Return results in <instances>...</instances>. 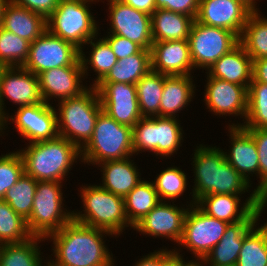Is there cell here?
Masks as SVG:
<instances>
[{"label":"cell","instance_id":"1","mask_svg":"<svg viewBox=\"0 0 267 266\" xmlns=\"http://www.w3.org/2000/svg\"><path fill=\"white\" fill-rule=\"evenodd\" d=\"M107 236L113 234L72 219L45 238L53 244L51 259L45 257L47 266H115L114 255L105 244Z\"/></svg>","mask_w":267,"mask_h":266},{"label":"cell","instance_id":"2","mask_svg":"<svg viewBox=\"0 0 267 266\" xmlns=\"http://www.w3.org/2000/svg\"><path fill=\"white\" fill-rule=\"evenodd\" d=\"M23 160L24 173L37 181L63 182L74 163L81 162V150L66 138L27 143L17 150ZM78 161V162H77Z\"/></svg>","mask_w":267,"mask_h":266},{"label":"cell","instance_id":"3","mask_svg":"<svg viewBox=\"0 0 267 266\" xmlns=\"http://www.w3.org/2000/svg\"><path fill=\"white\" fill-rule=\"evenodd\" d=\"M89 185L84 184L80 187L79 196L84 209L83 211L73 210L74 221L106 230L116 238L127 227L133 228L125 214L123 197L105 190L99 184Z\"/></svg>","mask_w":267,"mask_h":266},{"label":"cell","instance_id":"4","mask_svg":"<svg viewBox=\"0 0 267 266\" xmlns=\"http://www.w3.org/2000/svg\"><path fill=\"white\" fill-rule=\"evenodd\" d=\"M57 106L58 135L81 150L91 139L102 111L96 88L90 86L79 96L59 101Z\"/></svg>","mask_w":267,"mask_h":266},{"label":"cell","instance_id":"5","mask_svg":"<svg viewBox=\"0 0 267 266\" xmlns=\"http://www.w3.org/2000/svg\"><path fill=\"white\" fill-rule=\"evenodd\" d=\"M132 156V128L116 122L102 110L91 139L81 149V162L95 166L104 161L122 160Z\"/></svg>","mask_w":267,"mask_h":266},{"label":"cell","instance_id":"6","mask_svg":"<svg viewBox=\"0 0 267 266\" xmlns=\"http://www.w3.org/2000/svg\"><path fill=\"white\" fill-rule=\"evenodd\" d=\"M96 0H59L57 8L46 19L47 30L73 44L79 50L93 37H99L97 19L89 4ZM84 48H83V47Z\"/></svg>","mask_w":267,"mask_h":266},{"label":"cell","instance_id":"7","mask_svg":"<svg viewBox=\"0 0 267 266\" xmlns=\"http://www.w3.org/2000/svg\"><path fill=\"white\" fill-rule=\"evenodd\" d=\"M180 124L175 117H142L132 128L134 156L146 151L161 158L177 154L184 142Z\"/></svg>","mask_w":267,"mask_h":266},{"label":"cell","instance_id":"8","mask_svg":"<svg viewBox=\"0 0 267 266\" xmlns=\"http://www.w3.org/2000/svg\"><path fill=\"white\" fill-rule=\"evenodd\" d=\"M63 183L38 181L30 217L26 220L32 236L46 238L73 219V211L64 204ZM65 205V206H64Z\"/></svg>","mask_w":267,"mask_h":266},{"label":"cell","instance_id":"9","mask_svg":"<svg viewBox=\"0 0 267 266\" xmlns=\"http://www.w3.org/2000/svg\"><path fill=\"white\" fill-rule=\"evenodd\" d=\"M194 69L207 70L239 43V37L223 28L208 26L194 19L188 37Z\"/></svg>","mask_w":267,"mask_h":266},{"label":"cell","instance_id":"10","mask_svg":"<svg viewBox=\"0 0 267 266\" xmlns=\"http://www.w3.org/2000/svg\"><path fill=\"white\" fill-rule=\"evenodd\" d=\"M227 226V222L208 216L196 204L192 205L185 216L179 247L174 250L182 253L181 248L185 247L193 254L195 260L205 258L221 240Z\"/></svg>","mask_w":267,"mask_h":266},{"label":"cell","instance_id":"11","mask_svg":"<svg viewBox=\"0 0 267 266\" xmlns=\"http://www.w3.org/2000/svg\"><path fill=\"white\" fill-rule=\"evenodd\" d=\"M13 116L7 114L0 121V136L7 129L8 124L14 123L18 134L23 136L29 143L52 140L57 138V114L55 105L46 102L17 107ZM12 121V122H11ZM10 122V123H8ZM5 130V131H4Z\"/></svg>","mask_w":267,"mask_h":266},{"label":"cell","instance_id":"12","mask_svg":"<svg viewBox=\"0 0 267 266\" xmlns=\"http://www.w3.org/2000/svg\"><path fill=\"white\" fill-rule=\"evenodd\" d=\"M70 65H82L80 50L46 30L31 42L23 67L38 76L46 70Z\"/></svg>","mask_w":267,"mask_h":266},{"label":"cell","instance_id":"13","mask_svg":"<svg viewBox=\"0 0 267 266\" xmlns=\"http://www.w3.org/2000/svg\"><path fill=\"white\" fill-rule=\"evenodd\" d=\"M109 5L110 29L115 34L151 50L153 44L151 15L139 11L122 0H106ZM110 15V16H109Z\"/></svg>","mask_w":267,"mask_h":266},{"label":"cell","instance_id":"14","mask_svg":"<svg viewBox=\"0 0 267 266\" xmlns=\"http://www.w3.org/2000/svg\"><path fill=\"white\" fill-rule=\"evenodd\" d=\"M182 206L178 207L174 202L171 205V201H161L133 226V230L153 238L170 239L178 245L183 235L184 220L190 204Z\"/></svg>","mask_w":267,"mask_h":266},{"label":"cell","instance_id":"15","mask_svg":"<svg viewBox=\"0 0 267 266\" xmlns=\"http://www.w3.org/2000/svg\"><path fill=\"white\" fill-rule=\"evenodd\" d=\"M204 99L208 112L213 115L240 116L243 123L247 114L248 89L232 82L205 75ZM228 114V115H227ZM222 115V116H221Z\"/></svg>","mask_w":267,"mask_h":266},{"label":"cell","instance_id":"16","mask_svg":"<svg viewBox=\"0 0 267 266\" xmlns=\"http://www.w3.org/2000/svg\"><path fill=\"white\" fill-rule=\"evenodd\" d=\"M102 110L116 122L131 128L142 118L136 85L126 83H98Z\"/></svg>","mask_w":267,"mask_h":266},{"label":"cell","instance_id":"17","mask_svg":"<svg viewBox=\"0 0 267 266\" xmlns=\"http://www.w3.org/2000/svg\"><path fill=\"white\" fill-rule=\"evenodd\" d=\"M5 99L18 107L42 103L38 76L23 66L6 67L0 76V121L8 114Z\"/></svg>","mask_w":267,"mask_h":266},{"label":"cell","instance_id":"18","mask_svg":"<svg viewBox=\"0 0 267 266\" xmlns=\"http://www.w3.org/2000/svg\"><path fill=\"white\" fill-rule=\"evenodd\" d=\"M38 79L42 100L48 104H53V99L56 102L55 98L59 102L79 96L90 87L83 83L82 65L52 68L40 73Z\"/></svg>","mask_w":267,"mask_h":266},{"label":"cell","instance_id":"19","mask_svg":"<svg viewBox=\"0 0 267 266\" xmlns=\"http://www.w3.org/2000/svg\"><path fill=\"white\" fill-rule=\"evenodd\" d=\"M252 12L241 0H199L196 20L208 26L230 30L240 38Z\"/></svg>","mask_w":267,"mask_h":266},{"label":"cell","instance_id":"20","mask_svg":"<svg viewBox=\"0 0 267 266\" xmlns=\"http://www.w3.org/2000/svg\"><path fill=\"white\" fill-rule=\"evenodd\" d=\"M242 195L211 194L204 195L196 205L208 216L227 222L228 224L239 221H260L254 210L255 191L241 204ZM241 204V205H240Z\"/></svg>","mask_w":267,"mask_h":266},{"label":"cell","instance_id":"21","mask_svg":"<svg viewBox=\"0 0 267 266\" xmlns=\"http://www.w3.org/2000/svg\"><path fill=\"white\" fill-rule=\"evenodd\" d=\"M230 139V150L225 152L226 161L252 186L251 176H257L260 186L259 156L255 141L251 134L242 126H226Z\"/></svg>","mask_w":267,"mask_h":266},{"label":"cell","instance_id":"22","mask_svg":"<svg viewBox=\"0 0 267 266\" xmlns=\"http://www.w3.org/2000/svg\"><path fill=\"white\" fill-rule=\"evenodd\" d=\"M192 167L194 172V186L190 206L204 195L216 194L217 168L225 160L223 149L216 146L200 144L193 150Z\"/></svg>","mask_w":267,"mask_h":266},{"label":"cell","instance_id":"23","mask_svg":"<svg viewBox=\"0 0 267 266\" xmlns=\"http://www.w3.org/2000/svg\"><path fill=\"white\" fill-rule=\"evenodd\" d=\"M151 70L167 76L192 75L195 69L188 39L153 42Z\"/></svg>","mask_w":267,"mask_h":266},{"label":"cell","instance_id":"24","mask_svg":"<svg viewBox=\"0 0 267 266\" xmlns=\"http://www.w3.org/2000/svg\"><path fill=\"white\" fill-rule=\"evenodd\" d=\"M128 157L122 160H108L96 166L102 172V184L99 185L105 190L125 197L135 186L142 181L140 169L134 160ZM140 173V174H139Z\"/></svg>","mask_w":267,"mask_h":266},{"label":"cell","instance_id":"25","mask_svg":"<svg viewBox=\"0 0 267 266\" xmlns=\"http://www.w3.org/2000/svg\"><path fill=\"white\" fill-rule=\"evenodd\" d=\"M205 72L210 77L232 82L247 89L252 82L253 61L239 43L229 53L223 55Z\"/></svg>","mask_w":267,"mask_h":266},{"label":"cell","instance_id":"26","mask_svg":"<svg viewBox=\"0 0 267 266\" xmlns=\"http://www.w3.org/2000/svg\"><path fill=\"white\" fill-rule=\"evenodd\" d=\"M0 27L29 42L47 30L46 19L42 15L10 1L4 6Z\"/></svg>","mask_w":267,"mask_h":266},{"label":"cell","instance_id":"27","mask_svg":"<svg viewBox=\"0 0 267 266\" xmlns=\"http://www.w3.org/2000/svg\"><path fill=\"white\" fill-rule=\"evenodd\" d=\"M193 75H164L163 95L160 101V117L178 118L195 97L196 86ZM178 115V116H177Z\"/></svg>","mask_w":267,"mask_h":266},{"label":"cell","instance_id":"28","mask_svg":"<svg viewBox=\"0 0 267 266\" xmlns=\"http://www.w3.org/2000/svg\"><path fill=\"white\" fill-rule=\"evenodd\" d=\"M258 221L228 224L221 240L204 258L216 266H236L244 236Z\"/></svg>","mask_w":267,"mask_h":266},{"label":"cell","instance_id":"29","mask_svg":"<svg viewBox=\"0 0 267 266\" xmlns=\"http://www.w3.org/2000/svg\"><path fill=\"white\" fill-rule=\"evenodd\" d=\"M193 21L182 13L156 9L151 15L153 42L188 39Z\"/></svg>","mask_w":267,"mask_h":266},{"label":"cell","instance_id":"30","mask_svg":"<svg viewBox=\"0 0 267 266\" xmlns=\"http://www.w3.org/2000/svg\"><path fill=\"white\" fill-rule=\"evenodd\" d=\"M150 70L151 50L142 49L139 53L117 60V63L99 83L135 85Z\"/></svg>","mask_w":267,"mask_h":266},{"label":"cell","instance_id":"31","mask_svg":"<svg viewBox=\"0 0 267 266\" xmlns=\"http://www.w3.org/2000/svg\"><path fill=\"white\" fill-rule=\"evenodd\" d=\"M44 239L32 236L22 243L0 245V266H47L39 246Z\"/></svg>","mask_w":267,"mask_h":266},{"label":"cell","instance_id":"32","mask_svg":"<svg viewBox=\"0 0 267 266\" xmlns=\"http://www.w3.org/2000/svg\"><path fill=\"white\" fill-rule=\"evenodd\" d=\"M89 44L91 51H89L90 53H88V56H86L83 50H80V61L85 78H88V73L91 72L88 68L92 69L93 72L96 73L95 75L97 77L94 79L92 84L90 83V85L94 87L117 63V58L108 42L103 37H99V39L93 37L85 45L88 46Z\"/></svg>","mask_w":267,"mask_h":266},{"label":"cell","instance_id":"33","mask_svg":"<svg viewBox=\"0 0 267 266\" xmlns=\"http://www.w3.org/2000/svg\"><path fill=\"white\" fill-rule=\"evenodd\" d=\"M160 202L153 183L150 180H142L124 197L128 222L134 226Z\"/></svg>","mask_w":267,"mask_h":266},{"label":"cell","instance_id":"34","mask_svg":"<svg viewBox=\"0 0 267 266\" xmlns=\"http://www.w3.org/2000/svg\"><path fill=\"white\" fill-rule=\"evenodd\" d=\"M135 85L142 117H160V101L163 95L164 74L150 70Z\"/></svg>","mask_w":267,"mask_h":266},{"label":"cell","instance_id":"35","mask_svg":"<svg viewBox=\"0 0 267 266\" xmlns=\"http://www.w3.org/2000/svg\"><path fill=\"white\" fill-rule=\"evenodd\" d=\"M261 11H253L247 19L240 44L253 60L267 57V17Z\"/></svg>","mask_w":267,"mask_h":266},{"label":"cell","instance_id":"36","mask_svg":"<svg viewBox=\"0 0 267 266\" xmlns=\"http://www.w3.org/2000/svg\"><path fill=\"white\" fill-rule=\"evenodd\" d=\"M257 225L244 236L236 266H267V229Z\"/></svg>","mask_w":267,"mask_h":266},{"label":"cell","instance_id":"37","mask_svg":"<svg viewBox=\"0 0 267 266\" xmlns=\"http://www.w3.org/2000/svg\"><path fill=\"white\" fill-rule=\"evenodd\" d=\"M236 123H229L228 126L267 129V84L250 83L246 119L244 123H238V121Z\"/></svg>","mask_w":267,"mask_h":266},{"label":"cell","instance_id":"38","mask_svg":"<svg viewBox=\"0 0 267 266\" xmlns=\"http://www.w3.org/2000/svg\"><path fill=\"white\" fill-rule=\"evenodd\" d=\"M32 237L27 221L4 200H0V245L22 243Z\"/></svg>","mask_w":267,"mask_h":266},{"label":"cell","instance_id":"39","mask_svg":"<svg viewBox=\"0 0 267 266\" xmlns=\"http://www.w3.org/2000/svg\"><path fill=\"white\" fill-rule=\"evenodd\" d=\"M37 182L32 176L23 173L15 185L6 191L3 198L25 220L31 215Z\"/></svg>","mask_w":267,"mask_h":266},{"label":"cell","instance_id":"40","mask_svg":"<svg viewBox=\"0 0 267 266\" xmlns=\"http://www.w3.org/2000/svg\"><path fill=\"white\" fill-rule=\"evenodd\" d=\"M187 180V174L180 166L171 165L157 174L152 183L160 201L175 202L177 198L184 195L188 185Z\"/></svg>","mask_w":267,"mask_h":266},{"label":"cell","instance_id":"41","mask_svg":"<svg viewBox=\"0 0 267 266\" xmlns=\"http://www.w3.org/2000/svg\"><path fill=\"white\" fill-rule=\"evenodd\" d=\"M30 44L28 40L0 27V62L5 67L23 66L29 55Z\"/></svg>","mask_w":267,"mask_h":266},{"label":"cell","instance_id":"42","mask_svg":"<svg viewBox=\"0 0 267 266\" xmlns=\"http://www.w3.org/2000/svg\"><path fill=\"white\" fill-rule=\"evenodd\" d=\"M249 184L226 159L217 168L216 194L242 195L251 193Z\"/></svg>","mask_w":267,"mask_h":266},{"label":"cell","instance_id":"43","mask_svg":"<svg viewBox=\"0 0 267 266\" xmlns=\"http://www.w3.org/2000/svg\"><path fill=\"white\" fill-rule=\"evenodd\" d=\"M24 173V164L18 151L0 156V200Z\"/></svg>","mask_w":267,"mask_h":266},{"label":"cell","instance_id":"44","mask_svg":"<svg viewBox=\"0 0 267 266\" xmlns=\"http://www.w3.org/2000/svg\"><path fill=\"white\" fill-rule=\"evenodd\" d=\"M103 38L110 45L117 60L139 53L143 49L137 43L115 34H107Z\"/></svg>","mask_w":267,"mask_h":266},{"label":"cell","instance_id":"45","mask_svg":"<svg viewBox=\"0 0 267 266\" xmlns=\"http://www.w3.org/2000/svg\"><path fill=\"white\" fill-rule=\"evenodd\" d=\"M253 137L259 156L260 185L267 179V129L245 128Z\"/></svg>","mask_w":267,"mask_h":266},{"label":"cell","instance_id":"46","mask_svg":"<svg viewBox=\"0 0 267 266\" xmlns=\"http://www.w3.org/2000/svg\"><path fill=\"white\" fill-rule=\"evenodd\" d=\"M155 9L178 12L196 19L199 11V0H155Z\"/></svg>","mask_w":267,"mask_h":266},{"label":"cell","instance_id":"47","mask_svg":"<svg viewBox=\"0 0 267 266\" xmlns=\"http://www.w3.org/2000/svg\"><path fill=\"white\" fill-rule=\"evenodd\" d=\"M16 5L25 7L47 19L57 8L59 0H8Z\"/></svg>","mask_w":267,"mask_h":266},{"label":"cell","instance_id":"48","mask_svg":"<svg viewBox=\"0 0 267 266\" xmlns=\"http://www.w3.org/2000/svg\"><path fill=\"white\" fill-rule=\"evenodd\" d=\"M177 253L174 249H165L162 247V263L160 266H184L188 261L183 259V255Z\"/></svg>","mask_w":267,"mask_h":266},{"label":"cell","instance_id":"49","mask_svg":"<svg viewBox=\"0 0 267 266\" xmlns=\"http://www.w3.org/2000/svg\"><path fill=\"white\" fill-rule=\"evenodd\" d=\"M267 206V179L255 190L254 210L261 219V214Z\"/></svg>","mask_w":267,"mask_h":266},{"label":"cell","instance_id":"50","mask_svg":"<svg viewBox=\"0 0 267 266\" xmlns=\"http://www.w3.org/2000/svg\"><path fill=\"white\" fill-rule=\"evenodd\" d=\"M252 82L267 84V57L253 60Z\"/></svg>","mask_w":267,"mask_h":266},{"label":"cell","instance_id":"51","mask_svg":"<svg viewBox=\"0 0 267 266\" xmlns=\"http://www.w3.org/2000/svg\"><path fill=\"white\" fill-rule=\"evenodd\" d=\"M162 263V249L154 250L139 260H135L133 266H160Z\"/></svg>","mask_w":267,"mask_h":266},{"label":"cell","instance_id":"52","mask_svg":"<svg viewBox=\"0 0 267 266\" xmlns=\"http://www.w3.org/2000/svg\"><path fill=\"white\" fill-rule=\"evenodd\" d=\"M125 4L130 5L131 7L143 11L149 15L156 10L155 9V0H122Z\"/></svg>","mask_w":267,"mask_h":266},{"label":"cell","instance_id":"53","mask_svg":"<svg viewBox=\"0 0 267 266\" xmlns=\"http://www.w3.org/2000/svg\"><path fill=\"white\" fill-rule=\"evenodd\" d=\"M243 1L247 6H249L253 11H259V8H257V2L256 0H241Z\"/></svg>","mask_w":267,"mask_h":266},{"label":"cell","instance_id":"54","mask_svg":"<svg viewBox=\"0 0 267 266\" xmlns=\"http://www.w3.org/2000/svg\"><path fill=\"white\" fill-rule=\"evenodd\" d=\"M7 2L8 0H0V26H1V20H2V15H3V9Z\"/></svg>","mask_w":267,"mask_h":266},{"label":"cell","instance_id":"55","mask_svg":"<svg viewBox=\"0 0 267 266\" xmlns=\"http://www.w3.org/2000/svg\"><path fill=\"white\" fill-rule=\"evenodd\" d=\"M184 266H200V259L198 260H190Z\"/></svg>","mask_w":267,"mask_h":266},{"label":"cell","instance_id":"56","mask_svg":"<svg viewBox=\"0 0 267 266\" xmlns=\"http://www.w3.org/2000/svg\"><path fill=\"white\" fill-rule=\"evenodd\" d=\"M209 264V265H208ZM216 266L211 263H208L204 258L200 259V266Z\"/></svg>","mask_w":267,"mask_h":266},{"label":"cell","instance_id":"57","mask_svg":"<svg viewBox=\"0 0 267 266\" xmlns=\"http://www.w3.org/2000/svg\"><path fill=\"white\" fill-rule=\"evenodd\" d=\"M6 67L0 62V76L2 71L5 69Z\"/></svg>","mask_w":267,"mask_h":266},{"label":"cell","instance_id":"58","mask_svg":"<svg viewBox=\"0 0 267 266\" xmlns=\"http://www.w3.org/2000/svg\"><path fill=\"white\" fill-rule=\"evenodd\" d=\"M264 227L267 229V221L263 223Z\"/></svg>","mask_w":267,"mask_h":266}]
</instances>
